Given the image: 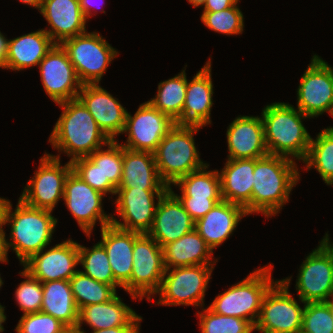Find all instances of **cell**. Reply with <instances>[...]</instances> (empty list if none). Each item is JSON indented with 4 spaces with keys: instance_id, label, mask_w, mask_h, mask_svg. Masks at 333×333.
Segmentation results:
<instances>
[{
    "instance_id": "cell-1",
    "label": "cell",
    "mask_w": 333,
    "mask_h": 333,
    "mask_svg": "<svg viewBox=\"0 0 333 333\" xmlns=\"http://www.w3.org/2000/svg\"><path fill=\"white\" fill-rule=\"evenodd\" d=\"M296 164L291 158L271 154L254 159L252 198L244 208L248 215L272 217L280 212L300 179Z\"/></svg>"
},
{
    "instance_id": "cell-2",
    "label": "cell",
    "mask_w": 333,
    "mask_h": 333,
    "mask_svg": "<svg viewBox=\"0 0 333 333\" xmlns=\"http://www.w3.org/2000/svg\"><path fill=\"white\" fill-rule=\"evenodd\" d=\"M58 105L63 111L54 125L49 142L58 152L71 157L70 162L88 157L111 141L78 98Z\"/></svg>"
},
{
    "instance_id": "cell-3",
    "label": "cell",
    "mask_w": 333,
    "mask_h": 333,
    "mask_svg": "<svg viewBox=\"0 0 333 333\" xmlns=\"http://www.w3.org/2000/svg\"><path fill=\"white\" fill-rule=\"evenodd\" d=\"M261 114L268 153L303 161L310 147L311 136L302 119L310 117L284 102L266 105Z\"/></svg>"
},
{
    "instance_id": "cell-4",
    "label": "cell",
    "mask_w": 333,
    "mask_h": 333,
    "mask_svg": "<svg viewBox=\"0 0 333 333\" xmlns=\"http://www.w3.org/2000/svg\"><path fill=\"white\" fill-rule=\"evenodd\" d=\"M46 209L33 208L26 205L20 198L12 212V204L8 200L4 213V226L10 229L8 250L12 247L21 264L32 255L49 246L58 220Z\"/></svg>"
},
{
    "instance_id": "cell-5",
    "label": "cell",
    "mask_w": 333,
    "mask_h": 333,
    "mask_svg": "<svg viewBox=\"0 0 333 333\" xmlns=\"http://www.w3.org/2000/svg\"><path fill=\"white\" fill-rule=\"evenodd\" d=\"M202 126L175 124L163 137L154 152L161 180L171 187L179 178L204 167L197 151L194 134Z\"/></svg>"
},
{
    "instance_id": "cell-6",
    "label": "cell",
    "mask_w": 333,
    "mask_h": 333,
    "mask_svg": "<svg viewBox=\"0 0 333 333\" xmlns=\"http://www.w3.org/2000/svg\"><path fill=\"white\" fill-rule=\"evenodd\" d=\"M272 268L268 264L254 270L247 278L217 295L208 308L214 313L249 320L255 325L263 298L276 282L271 276Z\"/></svg>"
},
{
    "instance_id": "cell-7",
    "label": "cell",
    "mask_w": 333,
    "mask_h": 333,
    "mask_svg": "<svg viewBox=\"0 0 333 333\" xmlns=\"http://www.w3.org/2000/svg\"><path fill=\"white\" fill-rule=\"evenodd\" d=\"M82 85L99 84L108 65L119 54L97 32H85L61 43Z\"/></svg>"
},
{
    "instance_id": "cell-8",
    "label": "cell",
    "mask_w": 333,
    "mask_h": 333,
    "mask_svg": "<svg viewBox=\"0 0 333 333\" xmlns=\"http://www.w3.org/2000/svg\"><path fill=\"white\" fill-rule=\"evenodd\" d=\"M214 265H196L166 269L159 294L158 305H194L204 307V295Z\"/></svg>"
},
{
    "instance_id": "cell-9",
    "label": "cell",
    "mask_w": 333,
    "mask_h": 333,
    "mask_svg": "<svg viewBox=\"0 0 333 333\" xmlns=\"http://www.w3.org/2000/svg\"><path fill=\"white\" fill-rule=\"evenodd\" d=\"M292 277L276 282L265 294L255 330L261 333H300L303 308L289 292Z\"/></svg>"
},
{
    "instance_id": "cell-10",
    "label": "cell",
    "mask_w": 333,
    "mask_h": 333,
    "mask_svg": "<svg viewBox=\"0 0 333 333\" xmlns=\"http://www.w3.org/2000/svg\"><path fill=\"white\" fill-rule=\"evenodd\" d=\"M302 262L296 280L299 300L327 302L333 296V244L328 233Z\"/></svg>"
},
{
    "instance_id": "cell-11",
    "label": "cell",
    "mask_w": 333,
    "mask_h": 333,
    "mask_svg": "<svg viewBox=\"0 0 333 333\" xmlns=\"http://www.w3.org/2000/svg\"><path fill=\"white\" fill-rule=\"evenodd\" d=\"M72 171L68 161L60 164V155L45 154L40 159L38 170L31 178L19 197L26 205L53 211L58 201L63 198L65 181Z\"/></svg>"
},
{
    "instance_id": "cell-12",
    "label": "cell",
    "mask_w": 333,
    "mask_h": 333,
    "mask_svg": "<svg viewBox=\"0 0 333 333\" xmlns=\"http://www.w3.org/2000/svg\"><path fill=\"white\" fill-rule=\"evenodd\" d=\"M132 258L130 296L141 301L147 296L150 301L159 290L166 270L162 247L148 234H141L134 241Z\"/></svg>"
},
{
    "instance_id": "cell-13",
    "label": "cell",
    "mask_w": 333,
    "mask_h": 333,
    "mask_svg": "<svg viewBox=\"0 0 333 333\" xmlns=\"http://www.w3.org/2000/svg\"><path fill=\"white\" fill-rule=\"evenodd\" d=\"M297 89V109L310 118L333 115V68L313 55Z\"/></svg>"
},
{
    "instance_id": "cell-14",
    "label": "cell",
    "mask_w": 333,
    "mask_h": 333,
    "mask_svg": "<svg viewBox=\"0 0 333 333\" xmlns=\"http://www.w3.org/2000/svg\"><path fill=\"white\" fill-rule=\"evenodd\" d=\"M174 125L175 121L147 101L139 106L134 116L127 112L123 133L128 137L121 145L132 151L154 153Z\"/></svg>"
},
{
    "instance_id": "cell-15",
    "label": "cell",
    "mask_w": 333,
    "mask_h": 333,
    "mask_svg": "<svg viewBox=\"0 0 333 333\" xmlns=\"http://www.w3.org/2000/svg\"><path fill=\"white\" fill-rule=\"evenodd\" d=\"M104 196L73 171L66 178L62 200L78 222V226L89 238L98 220L101 228L112 223V216L105 214L102 209Z\"/></svg>"
},
{
    "instance_id": "cell-16",
    "label": "cell",
    "mask_w": 333,
    "mask_h": 333,
    "mask_svg": "<svg viewBox=\"0 0 333 333\" xmlns=\"http://www.w3.org/2000/svg\"><path fill=\"white\" fill-rule=\"evenodd\" d=\"M167 190H143L136 188H117L116 212L123 222L112 216V225L125 230L147 234L154 222L157 201ZM155 195V196H154ZM156 203V205H155Z\"/></svg>"
},
{
    "instance_id": "cell-17",
    "label": "cell",
    "mask_w": 333,
    "mask_h": 333,
    "mask_svg": "<svg viewBox=\"0 0 333 333\" xmlns=\"http://www.w3.org/2000/svg\"><path fill=\"white\" fill-rule=\"evenodd\" d=\"M45 92L56 104L76 99L82 84L61 44H54L39 62Z\"/></svg>"
},
{
    "instance_id": "cell-18",
    "label": "cell",
    "mask_w": 333,
    "mask_h": 333,
    "mask_svg": "<svg viewBox=\"0 0 333 333\" xmlns=\"http://www.w3.org/2000/svg\"><path fill=\"white\" fill-rule=\"evenodd\" d=\"M46 248L25 261L23 269L42 283L70 280L78 271L74 269L79 264L78 243L68 239L49 250Z\"/></svg>"
},
{
    "instance_id": "cell-19",
    "label": "cell",
    "mask_w": 333,
    "mask_h": 333,
    "mask_svg": "<svg viewBox=\"0 0 333 333\" xmlns=\"http://www.w3.org/2000/svg\"><path fill=\"white\" fill-rule=\"evenodd\" d=\"M77 98L110 140L123 134L128 111L107 90L99 84H84Z\"/></svg>"
},
{
    "instance_id": "cell-20",
    "label": "cell",
    "mask_w": 333,
    "mask_h": 333,
    "mask_svg": "<svg viewBox=\"0 0 333 333\" xmlns=\"http://www.w3.org/2000/svg\"><path fill=\"white\" fill-rule=\"evenodd\" d=\"M194 226L195 222L169 187L157 202L154 222L147 234L163 247L191 232Z\"/></svg>"
},
{
    "instance_id": "cell-21",
    "label": "cell",
    "mask_w": 333,
    "mask_h": 333,
    "mask_svg": "<svg viewBox=\"0 0 333 333\" xmlns=\"http://www.w3.org/2000/svg\"><path fill=\"white\" fill-rule=\"evenodd\" d=\"M228 159H258L268 155L264 126L259 116H238L226 132Z\"/></svg>"
},
{
    "instance_id": "cell-22",
    "label": "cell",
    "mask_w": 333,
    "mask_h": 333,
    "mask_svg": "<svg viewBox=\"0 0 333 333\" xmlns=\"http://www.w3.org/2000/svg\"><path fill=\"white\" fill-rule=\"evenodd\" d=\"M140 233L125 231L112 224L101 228V241L104 246L115 281L130 294V278L133 268L134 241Z\"/></svg>"
},
{
    "instance_id": "cell-23",
    "label": "cell",
    "mask_w": 333,
    "mask_h": 333,
    "mask_svg": "<svg viewBox=\"0 0 333 333\" xmlns=\"http://www.w3.org/2000/svg\"><path fill=\"white\" fill-rule=\"evenodd\" d=\"M40 14L50 25L44 31L55 44L87 32L79 0H43Z\"/></svg>"
},
{
    "instance_id": "cell-24",
    "label": "cell",
    "mask_w": 333,
    "mask_h": 333,
    "mask_svg": "<svg viewBox=\"0 0 333 333\" xmlns=\"http://www.w3.org/2000/svg\"><path fill=\"white\" fill-rule=\"evenodd\" d=\"M187 83L185 103L182 110V125L207 126L211 124L213 106V83L211 59Z\"/></svg>"
},
{
    "instance_id": "cell-25",
    "label": "cell",
    "mask_w": 333,
    "mask_h": 333,
    "mask_svg": "<svg viewBox=\"0 0 333 333\" xmlns=\"http://www.w3.org/2000/svg\"><path fill=\"white\" fill-rule=\"evenodd\" d=\"M247 215L242 206L221 200L195 222L194 229L213 251L233 234L239 221Z\"/></svg>"
},
{
    "instance_id": "cell-26",
    "label": "cell",
    "mask_w": 333,
    "mask_h": 333,
    "mask_svg": "<svg viewBox=\"0 0 333 333\" xmlns=\"http://www.w3.org/2000/svg\"><path fill=\"white\" fill-rule=\"evenodd\" d=\"M142 317L115 296L108 302L91 304L79 309L77 330L87 323L92 330H100L119 326H140Z\"/></svg>"
},
{
    "instance_id": "cell-27",
    "label": "cell",
    "mask_w": 333,
    "mask_h": 333,
    "mask_svg": "<svg viewBox=\"0 0 333 333\" xmlns=\"http://www.w3.org/2000/svg\"><path fill=\"white\" fill-rule=\"evenodd\" d=\"M118 188L169 189L158 174L154 153L132 151L124 147L122 176Z\"/></svg>"
},
{
    "instance_id": "cell-28",
    "label": "cell",
    "mask_w": 333,
    "mask_h": 333,
    "mask_svg": "<svg viewBox=\"0 0 333 333\" xmlns=\"http://www.w3.org/2000/svg\"><path fill=\"white\" fill-rule=\"evenodd\" d=\"M220 171L222 200L245 208L252 198L254 159H227Z\"/></svg>"
},
{
    "instance_id": "cell-29",
    "label": "cell",
    "mask_w": 333,
    "mask_h": 333,
    "mask_svg": "<svg viewBox=\"0 0 333 333\" xmlns=\"http://www.w3.org/2000/svg\"><path fill=\"white\" fill-rule=\"evenodd\" d=\"M54 44L44 29L10 39L3 68L20 71L38 66Z\"/></svg>"
},
{
    "instance_id": "cell-30",
    "label": "cell",
    "mask_w": 333,
    "mask_h": 333,
    "mask_svg": "<svg viewBox=\"0 0 333 333\" xmlns=\"http://www.w3.org/2000/svg\"><path fill=\"white\" fill-rule=\"evenodd\" d=\"M166 269L196 265H214L213 251L195 229L162 247Z\"/></svg>"
},
{
    "instance_id": "cell-31",
    "label": "cell",
    "mask_w": 333,
    "mask_h": 333,
    "mask_svg": "<svg viewBox=\"0 0 333 333\" xmlns=\"http://www.w3.org/2000/svg\"><path fill=\"white\" fill-rule=\"evenodd\" d=\"M41 312L52 315L68 328H76L79 309L76 305L69 280L42 283Z\"/></svg>"
},
{
    "instance_id": "cell-32",
    "label": "cell",
    "mask_w": 333,
    "mask_h": 333,
    "mask_svg": "<svg viewBox=\"0 0 333 333\" xmlns=\"http://www.w3.org/2000/svg\"><path fill=\"white\" fill-rule=\"evenodd\" d=\"M186 66L181 73L158 84L157 95L148 102L167 114L175 124L182 125V110L185 103L187 77Z\"/></svg>"
},
{
    "instance_id": "cell-33",
    "label": "cell",
    "mask_w": 333,
    "mask_h": 333,
    "mask_svg": "<svg viewBox=\"0 0 333 333\" xmlns=\"http://www.w3.org/2000/svg\"><path fill=\"white\" fill-rule=\"evenodd\" d=\"M106 150L97 149L88 158L99 166L101 174V193L116 195L121 182L123 167V146L117 140H111Z\"/></svg>"
},
{
    "instance_id": "cell-34",
    "label": "cell",
    "mask_w": 333,
    "mask_h": 333,
    "mask_svg": "<svg viewBox=\"0 0 333 333\" xmlns=\"http://www.w3.org/2000/svg\"><path fill=\"white\" fill-rule=\"evenodd\" d=\"M209 164L179 178L173 186H178L181 195L177 197H194L200 199L222 198L218 170L207 171Z\"/></svg>"
},
{
    "instance_id": "cell-35",
    "label": "cell",
    "mask_w": 333,
    "mask_h": 333,
    "mask_svg": "<svg viewBox=\"0 0 333 333\" xmlns=\"http://www.w3.org/2000/svg\"><path fill=\"white\" fill-rule=\"evenodd\" d=\"M306 169L313 167L327 185H333V132L327 127L311 137L308 153L303 160Z\"/></svg>"
},
{
    "instance_id": "cell-36",
    "label": "cell",
    "mask_w": 333,
    "mask_h": 333,
    "mask_svg": "<svg viewBox=\"0 0 333 333\" xmlns=\"http://www.w3.org/2000/svg\"><path fill=\"white\" fill-rule=\"evenodd\" d=\"M70 285L78 309L103 302H108L116 295V289L84 275L78 270L71 278Z\"/></svg>"
},
{
    "instance_id": "cell-37",
    "label": "cell",
    "mask_w": 333,
    "mask_h": 333,
    "mask_svg": "<svg viewBox=\"0 0 333 333\" xmlns=\"http://www.w3.org/2000/svg\"><path fill=\"white\" fill-rule=\"evenodd\" d=\"M79 264L83 266L84 275L93 278L94 280L109 284L115 289L120 285L115 281L112 273L107 252L104 246L98 242L91 249L82 246L78 243Z\"/></svg>"
},
{
    "instance_id": "cell-38",
    "label": "cell",
    "mask_w": 333,
    "mask_h": 333,
    "mask_svg": "<svg viewBox=\"0 0 333 333\" xmlns=\"http://www.w3.org/2000/svg\"><path fill=\"white\" fill-rule=\"evenodd\" d=\"M201 333H252L255 325L245 319L214 313L208 307L197 312Z\"/></svg>"
},
{
    "instance_id": "cell-39",
    "label": "cell",
    "mask_w": 333,
    "mask_h": 333,
    "mask_svg": "<svg viewBox=\"0 0 333 333\" xmlns=\"http://www.w3.org/2000/svg\"><path fill=\"white\" fill-rule=\"evenodd\" d=\"M236 3L233 7L218 12H202L201 21L209 29L225 35L243 33L244 18Z\"/></svg>"
},
{
    "instance_id": "cell-40",
    "label": "cell",
    "mask_w": 333,
    "mask_h": 333,
    "mask_svg": "<svg viewBox=\"0 0 333 333\" xmlns=\"http://www.w3.org/2000/svg\"><path fill=\"white\" fill-rule=\"evenodd\" d=\"M300 333H333V314L328 302L304 303Z\"/></svg>"
},
{
    "instance_id": "cell-41",
    "label": "cell",
    "mask_w": 333,
    "mask_h": 333,
    "mask_svg": "<svg viewBox=\"0 0 333 333\" xmlns=\"http://www.w3.org/2000/svg\"><path fill=\"white\" fill-rule=\"evenodd\" d=\"M25 278L15 291V299L23 314L40 312L42 307V282L32 277L26 270L19 273Z\"/></svg>"
},
{
    "instance_id": "cell-42",
    "label": "cell",
    "mask_w": 333,
    "mask_h": 333,
    "mask_svg": "<svg viewBox=\"0 0 333 333\" xmlns=\"http://www.w3.org/2000/svg\"><path fill=\"white\" fill-rule=\"evenodd\" d=\"M67 328L60 320L40 311L23 314L15 330L17 333H62Z\"/></svg>"
},
{
    "instance_id": "cell-43",
    "label": "cell",
    "mask_w": 333,
    "mask_h": 333,
    "mask_svg": "<svg viewBox=\"0 0 333 333\" xmlns=\"http://www.w3.org/2000/svg\"><path fill=\"white\" fill-rule=\"evenodd\" d=\"M72 171L93 189L101 193V174L99 166L94 164L88 157L73 160Z\"/></svg>"
},
{
    "instance_id": "cell-44",
    "label": "cell",
    "mask_w": 333,
    "mask_h": 333,
    "mask_svg": "<svg viewBox=\"0 0 333 333\" xmlns=\"http://www.w3.org/2000/svg\"><path fill=\"white\" fill-rule=\"evenodd\" d=\"M182 202L185 210L189 213L192 220L196 222L206 215L216 203H219L222 198H194V197H178Z\"/></svg>"
},
{
    "instance_id": "cell-45",
    "label": "cell",
    "mask_w": 333,
    "mask_h": 333,
    "mask_svg": "<svg viewBox=\"0 0 333 333\" xmlns=\"http://www.w3.org/2000/svg\"><path fill=\"white\" fill-rule=\"evenodd\" d=\"M239 0H206L203 12H218L233 7Z\"/></svg>"
},
{
    "instance_id": "cell-46",
    "label": "cell",
    "mask_w": 333,
    "mask_h": 333,
    "mask_svg": "<svg viewBox=\"0 0 333 333\" xmlns=\"http://www.w3.org/2000/svg\"><path fill=\"white\" fill-rule=\"evenodd\" d=\"M140 326H119L100 330H93L92 333H139ZM79 333H86L84 330H77Z\"/></svg>"
},
{
    "instance_id": "cell-47",
    "label": "cell",
    "mask_w": 333,
    "mask_h": 333,
    "mask_svg": "<svg viewBox=\"0 0 333 333\" xmlns=\"http://www.w3.org/2000/svg\"><path fill=\"white\" fill-rule=\"evenodd\" d=\"M8 254V247H7V240H6V233L3 228H0V262H8L7 258Z\"/></svg>"
},
{
    "instance_id": "cell-48",
    "label": "cell",
    "mask_w": 333,
    "mask_h": 333,
    "mask_svg": "<svg viewBox=\"0 0 333 333\" xmlns=\"http://www.w3.org/2000/svg\"><path fill=\"white\" fill-rule=\"evenodd\" d=\"M8 39L0 32V68L4 67L8 51Z\"/></svg>"
},
{
    "instance_id": "cell-49",
    "label": "cell",
    "mask_w": 333,
    "mask_h": 333,
    "mask_svg": "<svg viewBox=\"0 0 333 333\" xmlns=\"http://www.w3.org/2000/svg\"><path fill=\"white\" fill-rule=\"evenodd\" d=\"M79 2H80V7L82 9V12H83L86 20L89 19L93 15L92 14L93 8L91 7L92 6L91 3L93 1L91 2V0H79ZM91 9H92V11H91Z\"/></svg>"
},
{
    "instance_id": "cell-50",
    "label": "cell",
    "mask_w": 333,
    "mask_h": 333,
    "mask_svg": "<svg viewBox=\"0 0 333 333\" xmlns=\"http://www.w3.org/2000/svg\"><path fill=\"white\" fill-rule=\"evenodd\" d=\"M8 200L0 197V228L4 227V213Z\"/></svg>"
},
{
    "instance_id": "cell-51",
    "label": "cell",
    "mask_w": 333,
    "mask_h": 333,
    "mask_svg": "<svg viewBox=\"0 0 333 333\" xmlns=\"http://www.w3.org/2000/svg\"><path fill=\"white\" fill-rule=\"evenodd\" d=\"M20 2L27 4L31 7H35L40 11L43 0H19Z\"/></svg>"
},
{
    "instance_id": "cell-52",
    "label": "cell",
    "mask_w": 333,
    "mask_h": 333,
    "mask_svg": "<svg viewBox=\"0 0 333 333\" xmlns=\"http://www.w3.org/2000/svg\"><path fill=\"white\" fill-rule=\"evenodd\" d=\"M5 307H3L0 304V332L2 333L4 331V327L2 325V323H4L6 321V315L4 314L5 312Z\"/></svg>"
},
{
    "instance_id": "cell-53",
    "label": "cell",
    "mask_w": 333,
    "mask_h": 333,
    "mask_svg": "<svg viewBox=\"0 0 333 333\" xmlns=\"http://www.w3.org/2000/svg\"><path fill=\"white\" fill-rule=\"evenodd\" d=\"M189 4L193 7L204 6L206 0H188Z\"/></svg>"
},
{
    "instance_id": "cell-54",
    "label": "cell",
    "mask_w": 333,
    "mask_h": 333,
    "mask_svg": "<svg viewBox=\"0 0 333 333\" xmlns=\"http://www.w3.org/2000/svg\"><path fill=\"white\" fill-rule=\"evenodd\" d=\"M62 333H79L76 328H67Z\"/></svg>"
},
{
    "instance_id": "cell-55",
    "label": "cell",
    "mask_w": 333,
    "mask_h": 333,
    "mask_svg": "<svg viewBox=\"0 0 333 333\" xmlns=\"http://www.w3.org/2000/svg\"><path fill=\"white\" fill-rule=\"evenodd\" d=\"M327 302L330 304V308H331V311L333 314V296H332V300H328Z\"/></svg>"
},
{
    "instance_id": "cell-56",
    "label": "cell",
    "mask_w": 333,
    "mask_h": 333,
    "mask_svg": "<svg viewBox=\"0 0 333 333\" xmlns=\"http://www.w3.org/2000/svg\"><path fill=\"white\" fill-rule=\"evenodd\" d=\"M2 285H3V280H2V278L0 277V288H1Z\"/></svg>"
},
{
    "instance_id": "cell-57",
    "label": "cell",
    "mask_w": 333,
    "mask_h": 333,
    "mask_svg": "<svg viewBox=\"0 0 333 333\" xmlns=\"http://www.w3.org/2000/svg\"><path fill=\"white\" fill-rule=\"evenodd\" d=\"M332 117H333V115H332ZM328 128L333 132V127L330 126V127H328Z\"/></svg>"
}]
</instances>
